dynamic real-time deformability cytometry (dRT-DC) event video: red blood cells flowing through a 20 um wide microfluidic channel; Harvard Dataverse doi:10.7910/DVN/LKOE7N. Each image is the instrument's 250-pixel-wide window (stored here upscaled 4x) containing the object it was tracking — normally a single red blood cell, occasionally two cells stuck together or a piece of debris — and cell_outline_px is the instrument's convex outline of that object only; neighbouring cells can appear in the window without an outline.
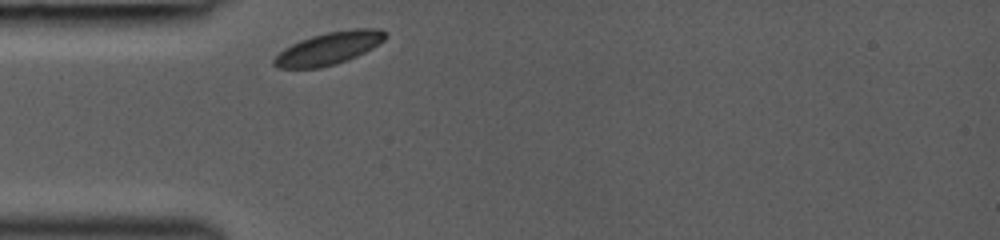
{"species": "common noctule bat (a hibernating species)", "species_latin": "Nyctalus noctula", "temperature_condition": "room temperature", "stored_images_in_passage": 27, "camera_frame_rate_fps": 3000, "um_per_image_px": 0.085, "animal": {"sex": "female", "body_mass_g": 19.0, "forearm_length_mm": 53.3}, "frame": {"image": 1, "passage_image": 1, "time_ms": 0.0, "image_size_px": [1000, 240], "cell_outline_px": [[388, 36], [384, 40], [372, 48], [348, 60], [336, 64], [320, 68], [276, 68], [272, 64], [272, 60], [284, 48], [300, 40], [312, 36], [328, 32], [356, 28], [380, 28]], "centroid_in_image_um": [27.94, 4.11], "position_along_channel_um": 57.1, "area_um2": 21.04}}
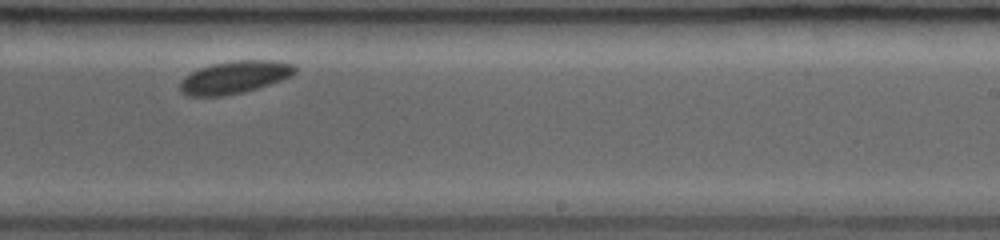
{"frame": {"image": 2, "passage_image": 17, "time_ms": 5.333, "image_size_px": [1000, 240], "cell_outline_px": [[296, 72], [292, 76], [244, 92], [224, 96], [188, 96], [180, 92], [180, 80], [184, 76], [200, 68], [212, 64], [236, 60], [276, 60], [292, 64], [296, 68]], "centroid_in_image_um": [19.92, 6.57], "position_along_channel_um": 269.1, "area_um2": 21.79}}
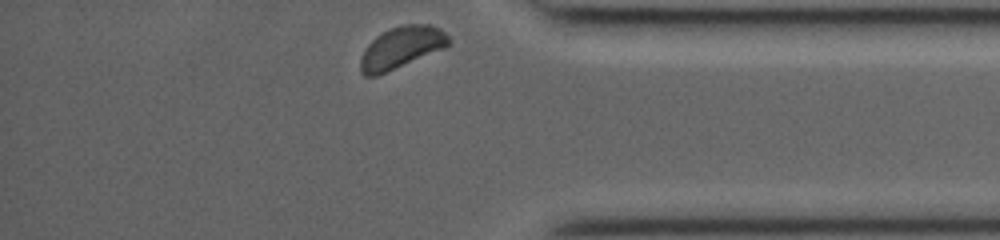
{"frame": {"image": 3, "passage_image": 27, "time_ms": 8.667, "image_size_px": [1000, 240], "cell_outline_px": [[452, 44], [444, 48], [376, 76], [364, 76], [360, 72], [360, 60], [364, 48], [376, 36], [400, 24], [428, 24], [440, 28], [452, 40]], "centroid_in_image_um": [34.12, 4.03], "position_along_channel_um": 401.1, "area_um2": 21.39}}